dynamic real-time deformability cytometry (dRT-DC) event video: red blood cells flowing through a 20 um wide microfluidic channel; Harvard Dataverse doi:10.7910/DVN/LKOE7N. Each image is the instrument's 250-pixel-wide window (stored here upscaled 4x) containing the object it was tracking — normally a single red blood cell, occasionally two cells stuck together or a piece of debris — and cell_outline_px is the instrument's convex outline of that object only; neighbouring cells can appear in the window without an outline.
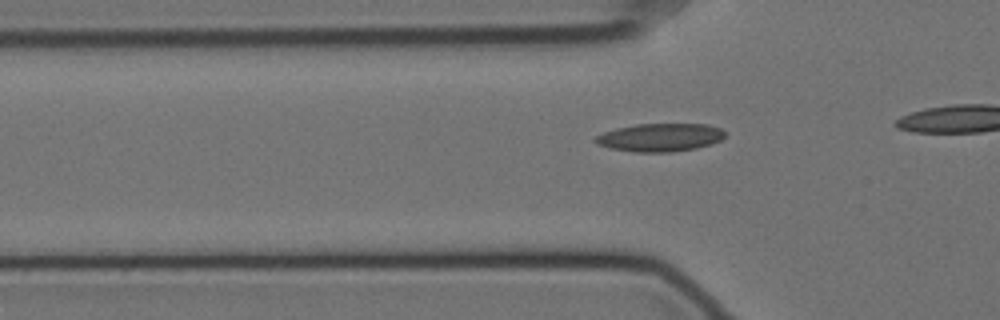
{"species": "Egyptian fruit bat (a non-hibernating species)", "species_latin": "Rousettus aegyptiacus", "temperature_condition": "cold", "stored_images_in_passage": 11, "camera_frame_rate_fps": 3000, "um_per_image_px": 0.085, "animal": {"sex": "female"}, "frame": {"image": 1, "passage_image": 2, "time_ms": 0.333, "image_size_px": [1000, 320], "cell_outline_px": [[724, 136], [720, 140], [712, 144], [696, 148], [672, 152], [636, 152], [612, 148], [596, 144], [592, 140], [596, 136], [604, 132], [616, 128], [636, 124], [708, 124], [720, 128], [724, 132]], "centroid_in_image_um": [56.1, 11.68], "position_along_channel_um": 69.7, "area_um2": 21.21}}
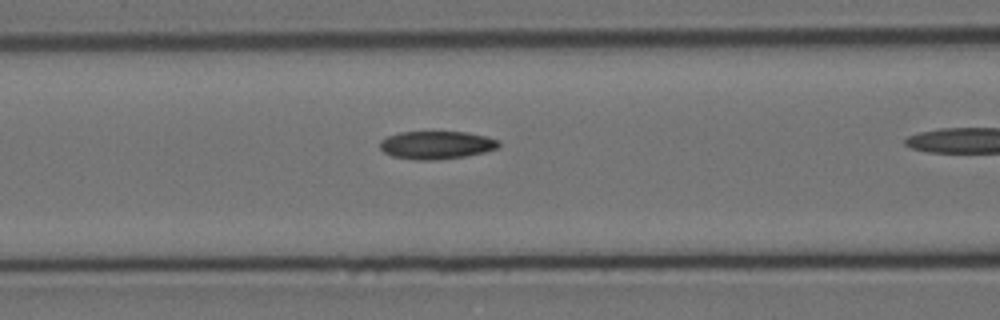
{"frame": {"image": 2, "passage_image": 7, "time_ms": 2.0, "image_size_px": [1000, 320], "cell_outline_px": [[500, 144], [496, 148], [484, 152], [464, 156], [436, 160], [416, 160], [392, 156], [384, 152], [380, 148], [380, 140], [388, 136], [400, 132], [468, 132], [500, 140]], "centroid_in_image_um": [37.08, 12.32], "position_along_channel_um": 129.5, "area_um2": 19.31}}
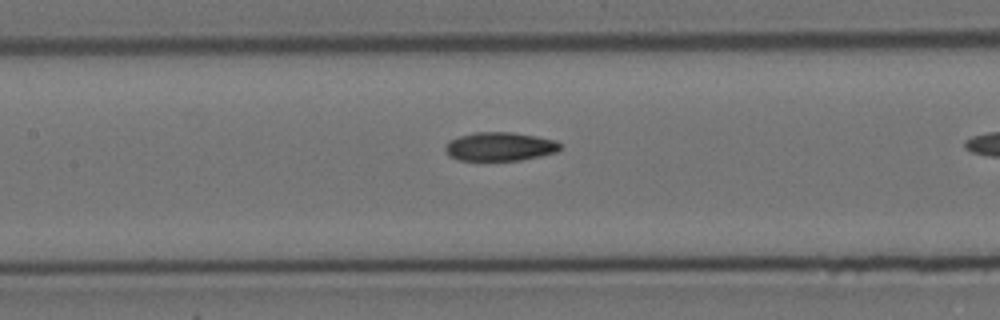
{"frame": {"image": 3, "passage_image": 10, "time_ms": 3.0, "image_size_px": [1000, 320], "cell_outline_px": [[560, 148], [556, 152], [540, 156], [520, 160], [456, 160], [448, 156], [444, 148], [448, 140], [460, 136], [476, 132], [512, 132], [536, 136], [556, 140], [560, 144]], "centroid_in_image_um": [42.45, 12.46], "position_along_channel_um": 165.0, "area_um2": 19.25}}